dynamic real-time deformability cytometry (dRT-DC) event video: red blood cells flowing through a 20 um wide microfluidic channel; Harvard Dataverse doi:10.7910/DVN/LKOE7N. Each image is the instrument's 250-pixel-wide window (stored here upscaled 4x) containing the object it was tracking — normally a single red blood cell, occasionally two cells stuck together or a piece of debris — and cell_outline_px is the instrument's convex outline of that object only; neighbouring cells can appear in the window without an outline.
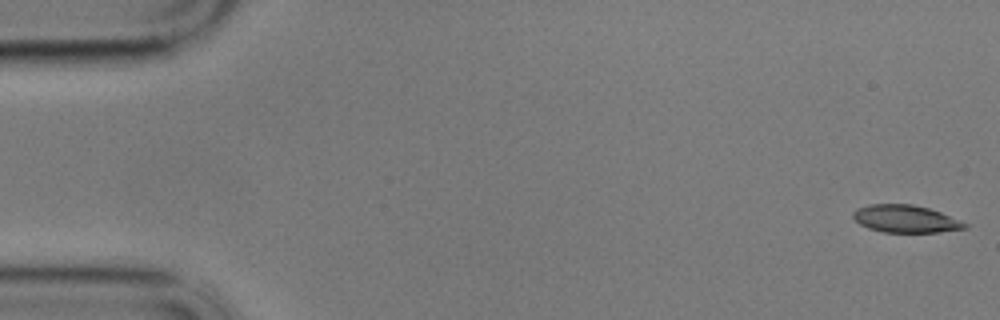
{"species": "common noctule bat (a hibernating species)", "species_latin": "Nyctalus noctula", "temperature_condition": "cold", "stored_images_in_passage": 58, "camera_frame_rate_fps": 3000, "um_per_image_px": 0.085, "animal": {"sex": "male", "body_mass_g": 17.9}, "frame": {"image": 1, "passage_image": 1, "time_ms": 0.0, "image_size_px": [1000, 320], "cell_outline_px": [[968, 228], [940, 232], [884, 232], [868, 228], [860, 224], [852, 216], [852, 212], [856, 208], [868, 204], [912, 204], [928, 208], [940, 212], [960, 220], [968, 224]], "centroid_in_image_um": [76.96, 18.6], "position_along_channel_um": 8.0, "area_um2": 17.92}}
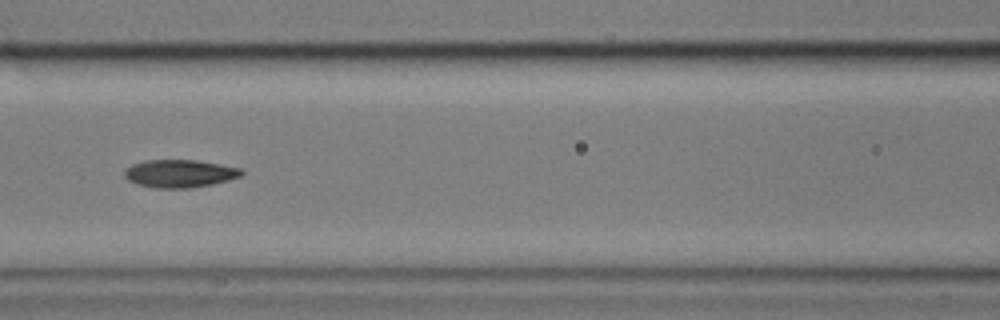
{"frame": {"image": 2, "passage_image": 25, "time_ms": 8.0, "image_size_px": [1000, 320], "cell_outline_px": [[244, 172], [240, 176], [228, 180], [212, 184], [192, 188], [152, 188], [136, 184], [128, 180], [124, 176], [124, 168], [132, 164], [144, 160], [196, 160], [220, 164], [240, 168]], "centroid_in_image_um": [15.22, 14.75], "position_along_channel_um": 151.4, "area_um2": 19.13}}
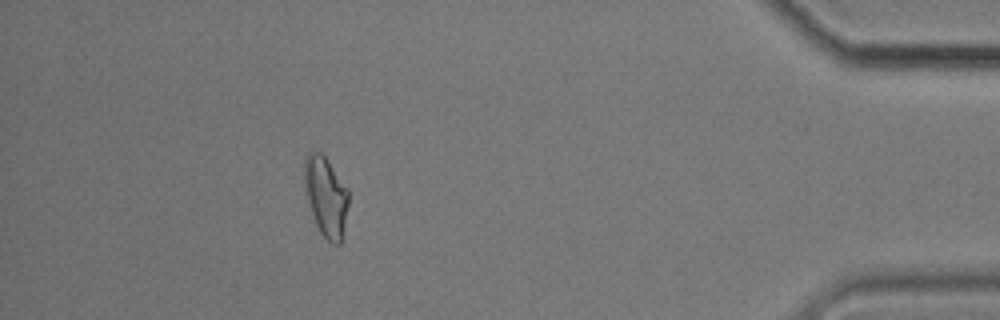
{"frame": {"image": 3, "passage_image": 52, "time_ms": 17.0, "image_size_px": [1000, 320], "cell_outline_px": [[348, 204], [340, 244], [332, 244], [320, 232], [316, 224], [308, 200], [304, 184], [304, 156], [308, 152], [320, 152], [328, 160], [348, 188]], "centroid_in_image_um": [27.69, 16.65], "position_along_channel_um": 407.5, "area_um2": 20.29}, "authors_computed_cell_mechanics": {"area_um2": 19.074, "velocity_mm_per_s": 3.4296, "shape_relaxation_time_tau1_ms": 4.5129, "shape_relaxation_time_tau2_ms": 2.048, "deformation_change_tau1": 0.1617, "deformation_change_tau2": 0.0885}}